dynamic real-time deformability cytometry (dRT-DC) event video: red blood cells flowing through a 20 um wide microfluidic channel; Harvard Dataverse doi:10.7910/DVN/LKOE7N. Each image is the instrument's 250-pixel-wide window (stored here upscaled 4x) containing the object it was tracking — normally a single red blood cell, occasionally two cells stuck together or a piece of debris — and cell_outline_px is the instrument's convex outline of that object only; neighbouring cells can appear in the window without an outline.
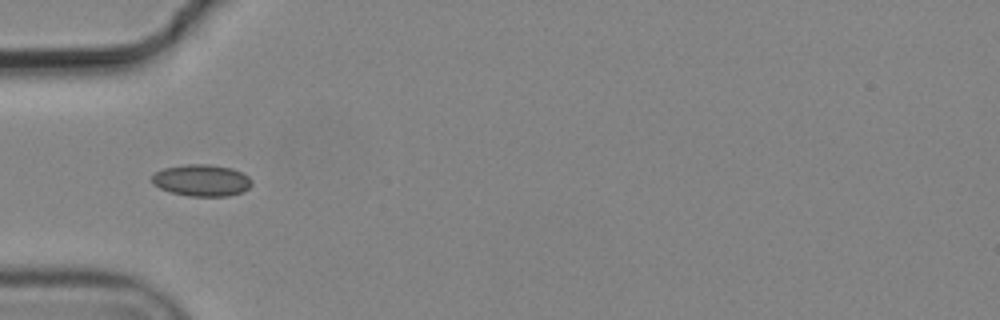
{"species": "common noctule bat (a hibernating species)", "species_latin": "Nyctalus noctula", "temperature_condition": "cold", "stored_images_in_passage": 7, "camera_frame_rate_fps": 3000, "um_per_image_px": 0.085, "animal": {"sex": "male", "body_mass_g": 19.2, "forearm_length_mm": 51.8}, "frame": {"image": 1, "passage_image": 5, "time_ms": 1.333, "image_size_px": [1000, 320], "cell_outline_px": [[252, 184], [244, 192], [228, 196], [188, 196], [172, 192], [160, 188], [152, 184], [152, 176], [156, 172], [164, 168], [184, 164], [208, 164], [232, 168], [248, 176], [252, 180]], "centroid_in_image_um": [17.15, 15.33], "position_along_channel_um": 67.8, "area_um2": 18.5}}
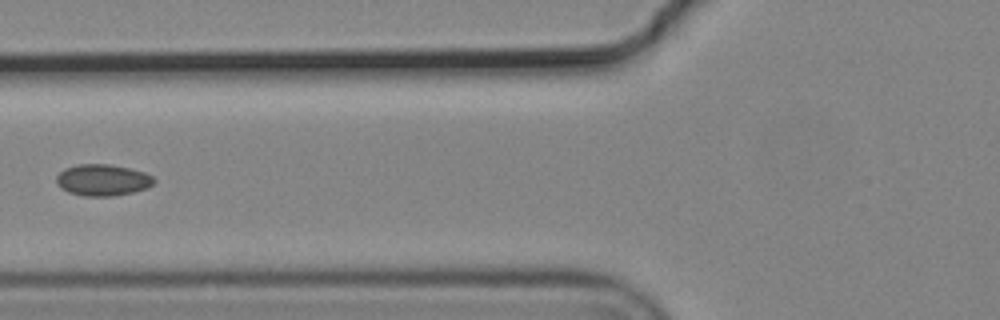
{"frame": {"image": 2, "passage_image": 6, "time_ms": 1.667, "image_size_px": [1000, 320], "cell_outline_px": [[156, 180], [148, 188], [132, 192], [112, 196], [84, 196], [68, 192], [60, 188], [56, 184], [56, 176], [64, 168], [76, 164], [112, 164], [144, 172], [152, 176]], "centroid_in_image_um": [8.7, 15.3], "position_along_channel_um": 117.1, "area_um2": 18.03}}
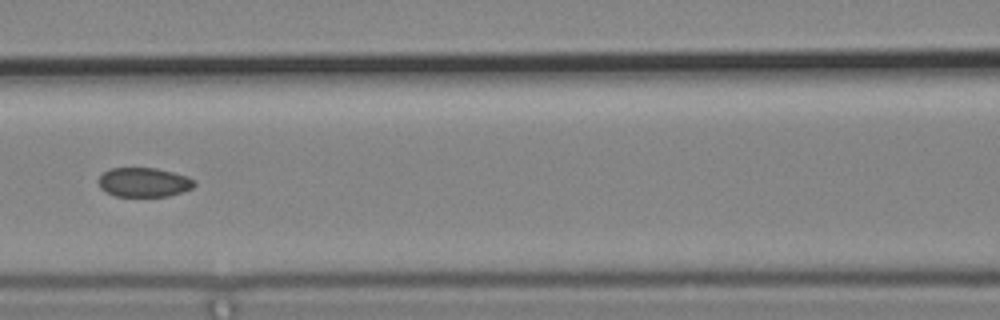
{"frame": {"image": 3, "passage_image": 7, "time_ms": 2.0, "image_size_px": [1000, 320], "cell_outline_px": [[196, 184], [192, 188], [168, 196], [116, 196], [104, 192], [100, 188], [100, 176], [104, 172], [112, 168], [156, 168], [188, 176], [196, 180]], "centroid_in_image_um": [12.25, 15.49], "position_along_channel_um": 154.3, "area_um2": 16.3}}